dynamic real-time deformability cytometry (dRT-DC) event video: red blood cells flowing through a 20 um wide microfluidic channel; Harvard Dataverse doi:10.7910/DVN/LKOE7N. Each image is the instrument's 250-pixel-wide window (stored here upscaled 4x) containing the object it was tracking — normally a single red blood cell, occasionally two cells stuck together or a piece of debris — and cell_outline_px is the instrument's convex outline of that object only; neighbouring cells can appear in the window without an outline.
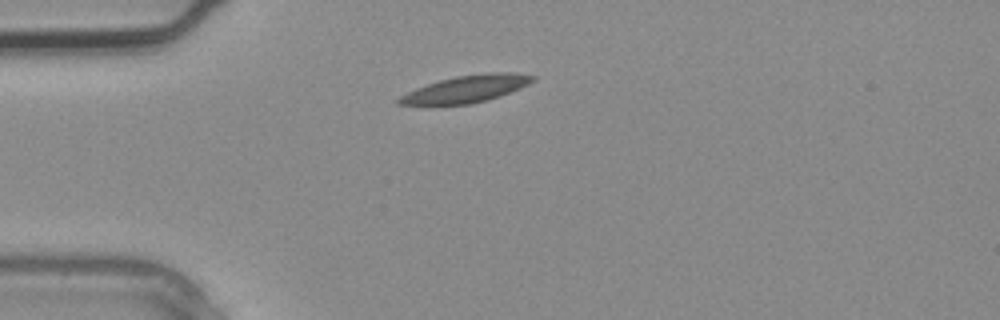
{"species": "common noctule bat (a hibernating species)", "species_latin": "Nyctalus noctula", "temperature_condition": "warm", "stored_images_in_passage": 2, "camera_frame_rate_fps": 3000, "um_per_image_px": 0.085, "animal": {"sex": "male", "body_mass_g": 20.4}, "frame": {"image": 1, "passage_image": 1, "time_ms": 0.0, "image_size_px": [1000, 320], "cell_outline_px": [[536, 80], [520, 88], [500, 96], [488, 100], [468, 104], [396, 104], [396, 100], [400, 96], [416, 88], [440, 80], [456, 76], [488, 72], [516, 72], [536, 76]], "centroid_in_image_um": [39.69, 7.54], "position_along_channel_um": 45.3, "area_um2": 20.92}}